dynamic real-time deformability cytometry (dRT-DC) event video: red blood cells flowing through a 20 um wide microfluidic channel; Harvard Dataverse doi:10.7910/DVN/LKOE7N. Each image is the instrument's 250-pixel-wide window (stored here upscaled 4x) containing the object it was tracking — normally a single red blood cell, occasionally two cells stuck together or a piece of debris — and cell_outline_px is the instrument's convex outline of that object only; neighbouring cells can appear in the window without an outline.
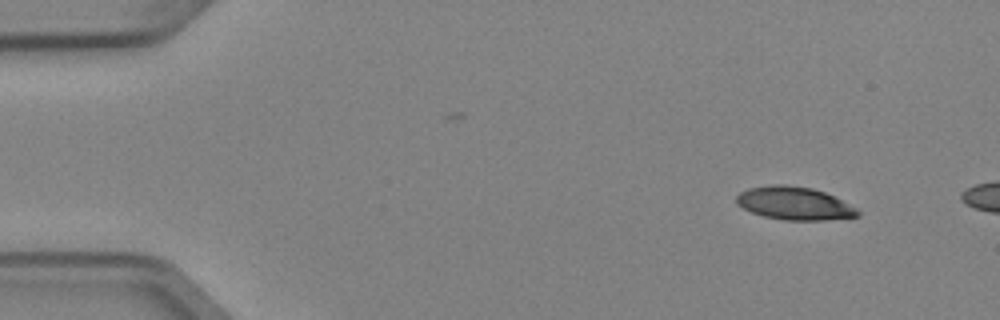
{"species": "Egyptian fruit bat (a non-hibernating species)", "species_latin": "Rousettus aegyptiacus", "temperature_condition": "cold", "stored_images_in_passage": 3, "camera_frame_rate_fps": 3000, "um_per_image_px": 0.085, "animal": {"sex": "female"}, "frame": {"image": 1, "passage_image": 1, "time_ms": 0.0, "image_size_px": [1000, 320], "cell_outline_px": [[860, 216], [824, 220], [784, 220], [764, 216], [752, 212], [736, 204], [736, 196], [740, 192], [748, 188], [776, 184], [784, 184], [812, 188], [824, 192], [856, 208], [860, 212]], "centroid_in_image_um": [67.5, 17.28], "position_along_channel_um": 17.5, "area_um2": 23.12}}